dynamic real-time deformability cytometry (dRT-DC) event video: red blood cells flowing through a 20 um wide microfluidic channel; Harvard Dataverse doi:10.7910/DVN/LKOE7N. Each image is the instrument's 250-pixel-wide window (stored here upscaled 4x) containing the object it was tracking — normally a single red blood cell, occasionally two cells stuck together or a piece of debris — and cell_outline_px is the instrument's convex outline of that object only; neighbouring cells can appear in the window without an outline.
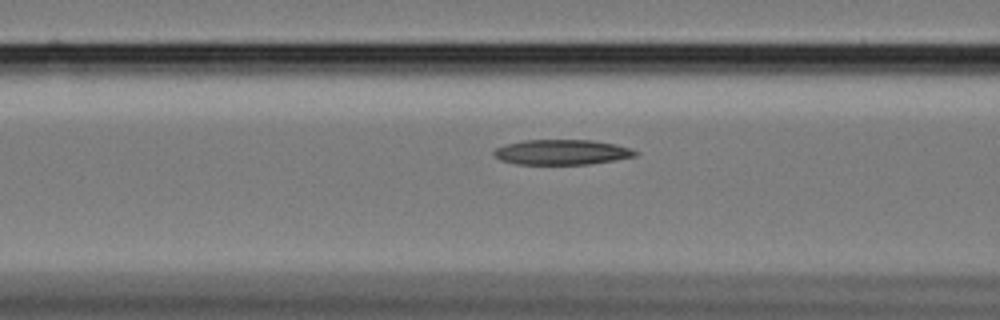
{"species": "Egyptian fruit bat (a non-hibernating species)", "species_latin": "Rousettus aegyptiacus", "temperature_condition": "cold", "stored_images_in_passage": 17, "camera_frame_rate_fps": 3000, "um_per_image_px": 0.085, "animal": {"sex": "female"}, "frame": {"image": 1, "passage_image": 15, "time_ms": 4.667, "image_size_px": [1000, 320], "cell_outline_px": [[640, 152], [636, 156], [588, 164], [516, 164], [500, 160], [492, 152], [496, 148], [504, 144], [524, 140], [592, 140], [616, 144], [632, 148]], "centroid_in_image_um": [47.76, 12.92], "position_along_channel_um": 118.8, "area_um2": 20.75}}